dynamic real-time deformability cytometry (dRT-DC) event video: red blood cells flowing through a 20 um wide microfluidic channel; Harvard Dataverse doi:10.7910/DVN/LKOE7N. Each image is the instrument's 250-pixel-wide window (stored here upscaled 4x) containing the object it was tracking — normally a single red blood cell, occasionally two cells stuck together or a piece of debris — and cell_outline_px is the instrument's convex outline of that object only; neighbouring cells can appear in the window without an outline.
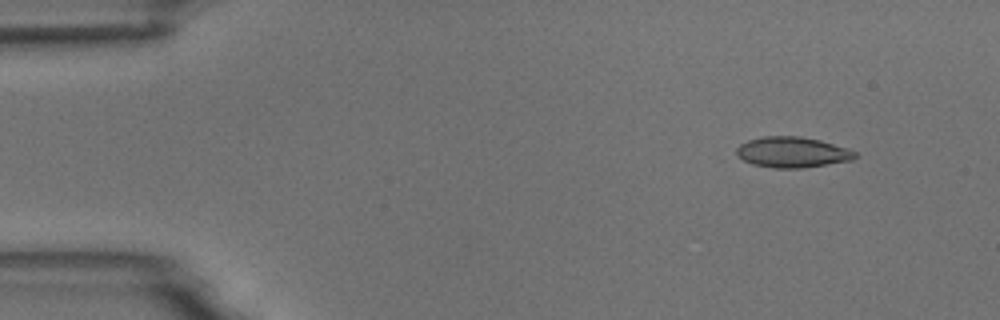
{"species": "common noctule bat (a hibernating species)", "species_latin": "Nyctalus noctula", "temperature_condition": "room temperature", "stored_images_in_passage": 3, "camera_frame_rate_fps": 3000, "um_per_image_px": 0.085, "animal": {"sex": "male", "body_mass_g": 18.8}, "frame": {"image": 1, "passage_image": 1, "time_ms": 0.0, "image_size_px": [1000, 320], "cell_outline_px": [[856, 156], [852, 160], [804, 168], [772, 168], [752, 164], [736, 156], [736, 148], [740, 144], [748, 140], [764, 136], [800, 136], [820, 140], [848, 148], [856, 152]], "centroid_in_image_um": [67.33, 12.94], "position_along_channel_um": 17.7, "area_um2": 21.27}}